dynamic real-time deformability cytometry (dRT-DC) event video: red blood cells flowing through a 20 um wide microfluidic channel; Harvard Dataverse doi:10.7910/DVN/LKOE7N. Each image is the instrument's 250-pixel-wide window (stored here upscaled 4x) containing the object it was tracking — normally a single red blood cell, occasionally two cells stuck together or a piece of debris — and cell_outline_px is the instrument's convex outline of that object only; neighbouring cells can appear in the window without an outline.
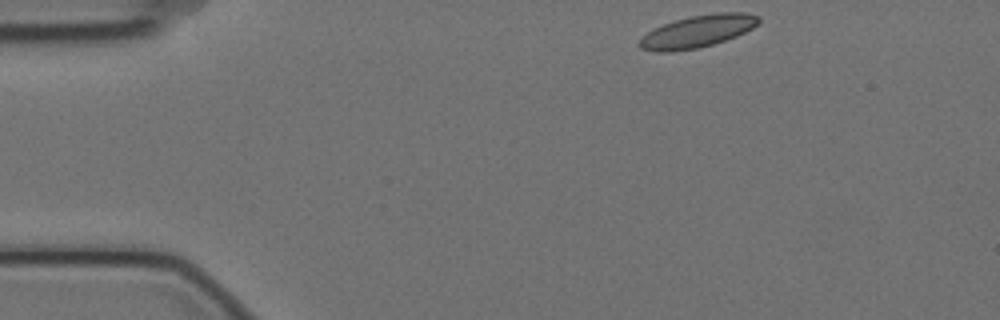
{"species": "Egyptian fruit bat (a non-hibernating species)", "species_latin": "Rousettus aegyptiacus", "temperature_condition": "cold", "stored_images_in_passage": 3, "camera_frame_rate_fps": 3000, "um_per_image_px": 0.085, "animal": {"sex": "female"}, "frame": {"image": 1, "passage_image": 1, "time_ms": 0.0, "image_size_px": [1000, 320], "cell_outline_px": [[760, 20], [752, 28], [736, 36], [712, 44], [696, 48], [672, 52], [656, 52], [640, 48], [640, 40], [648, 32], [664, 24], [676, 20], [692, 16], [716, 12], [744, 12], [760, 16]], "centroid_in_image_um": [59.32, 2.66], "position_along_channel_um": 25.7, "area_um2": 22.02}}